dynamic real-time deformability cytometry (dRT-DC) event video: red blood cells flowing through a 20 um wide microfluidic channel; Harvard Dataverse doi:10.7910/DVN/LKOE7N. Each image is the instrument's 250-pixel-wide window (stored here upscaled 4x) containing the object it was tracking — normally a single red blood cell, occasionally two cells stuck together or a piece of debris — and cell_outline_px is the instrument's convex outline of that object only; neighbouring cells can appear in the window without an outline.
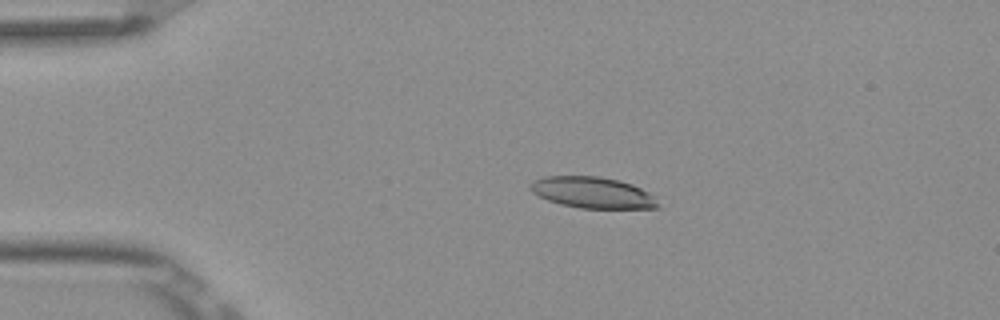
{"species": "Egyptian fruit bat (a non-hibernating species)", "species_latin": "Rousettus aegyptiacus", "temperature_condition": "room temperature", "stored_images_in_passage": 8, "camera_frame_rate_fps": 3000, "um_per_image_px": 0.085, "frame": {"image": 1, "passage_image": 3, "time_ms": 0.667, "image_size_px": [1000, 320], "cell_outline_px": [[660, 208], [580, 208], [560, 204], [548, 200], [532, 192], [528, 184], [532, 180], [544, 176], [600, 176], [620, 180], [632, 184], [648, 192], [660, 204]], "centroid_in_image_um": [50.35, 16.36], "position_along_channel_um": 34.7, "area_um2": 23.29}}
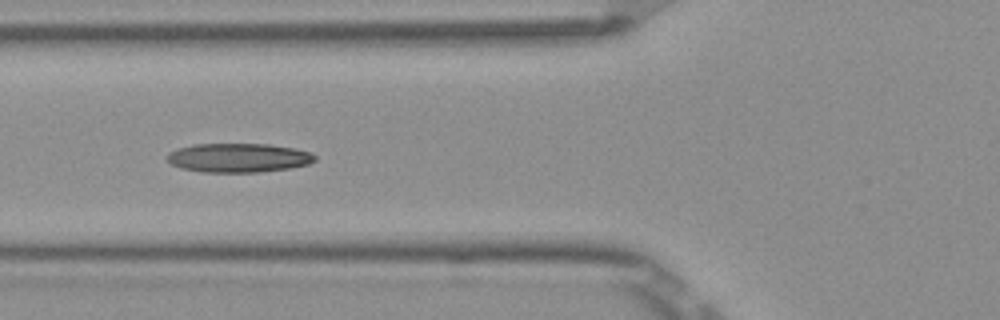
{"frame": {"image": 2, "passage_image": 5, "time_ms": 1.333, "image_size_px": [1000, 320], "cell_outline_px": [[316, 160], [308, 164], [288, 168], [260, 172], [200, 172], [180, 168], [172, 164], [168, 160], [168, 152], [192, 144], [268, 144], [292, 148], [308, 152], [316, 156]], "centroid_in_image_um": [20.24, 13.41], "position_along_channel_um": 105.6, "area_um2": 24.85}}
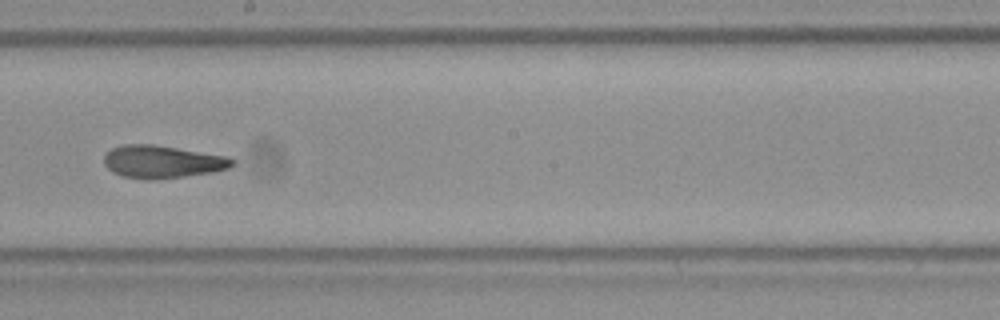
{"frame": {"image": 3, "passage_image": 8, "time_ms": 2.333, "image_size_px": [1000, 320], "cell_outline_px": [[236, 164], [228, 168], [212, 172], [184, 176], [152, 180], [148, 180], [120, 176], [112, 172], [104, 164], [104, 156], [112, 148], [124, 144], [152, 144], [228, 156], [236, 160]], "centroid_in_image_um": [13.8, 13.75], "position_along_channel_um": 234.4, "area_um2": 24.51}}